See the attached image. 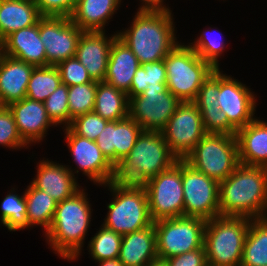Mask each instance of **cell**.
<instances>
[{
    "label": "cell",
    "mask_w": 267,
    "mask_h": 266,
    "mask_svg": "<svg viewBox=\"0 0 267 266\" xmlns=\"http://www.w3.org/2000/svg\"><path fill=\"white\" fill-rule=\"evenodd\" d=\"M37 167V176L31 184L48 193L57 203L72 197L80 190L71 168L48 159L40 161Z\"/></svg>",
    "instance_id": "cell-20"
},
{
    "label": "cell",
    "mask_w": 267,
    "mask_h": 266,
    "mask_svg": "<svg viewBox=\"0 0 267 266\" xmlns=\"http://www.w3.org/2000/svg\"><path fill=\"white\" fill-rule=\"evenodd\" d=\"M167 89L180 101H194L203 82L215 70L189 45L177 44L164 59Z\"/></svg>",
    "instance_id": "cell-5"
},
{
    "label": "cell",
    "mask_w": 267,
    "mask_h": 266,
    "mask_svg": "<svg viewBox=\"0 0 267 266\" xmlns=\"http://www.w3.org/2000/svg\"><path fill=\"white\" fill-rule=\"evenodd\" d=\"M56 67L60 73L62 83L67 86L81 85L94 81L76 56L61 61Z\"/></svg>",
    "instance_id": "cell-41"
},
{
    "label": "cell",
    "mask_w": 267,
    "mask_h": 266,
    "mask_svg": "<svg viewBox=\"0 0 267 266\" xmlns=\"http://www.w3.org/2000/svg\"><path fill=\"white\" fill-rule=\"evenodd\" d=\"M41 16L71 17L77 0H33Z\"/></svg>",
    "instance_id": "cell-44"
},
{
    "label": "cell",
    "mask_w": 267,
    "mask_h": 266,
    "mask_svg": "<svg viewBox=\"0 0 267 266\" xmlns=\"http://www.w3.org/2000/svg\"><path fill=\"white\" fill-rule=\"evenodd\" d=\"M221 111L237 129L252 122L256 107L255 95L241 82L220 71V92L217 97Z\"/></svg>",
    "instance_id": "cell-15"
},
{
    "label": "cell",
    "mask_w": 267,
    "mask_h": 266,
    "mask_svg": "<svg viewBox=\"0 0 267 266\" xmlns=\"http://www.w3.org/2000/svg\"><path fill=\"white\" fill-rule=\"evenodd\" d=\"M19 135L26 144L40 142L47 134V129L55 125L48 117L44 103L27 97L10 104Z\"/></svg>",
    "instance_id": "cell-19"
},
{
    "label": "cell",
    "mask_w": 267,
    "mask_h": 266,
    "mask_svg": "<svg viewBox=\"0 0 267 266\" xmlns=\"http://www.w3.org/2000/svg\"><path fill=\"white\" fill-rule=\"evenodd\" d=\"M48 117L55 126H69L68 86L61 83L57 89L43 102Z\"/></svg>",
    "instance_id": "cell-37"
},
{
    "label": "cell",
    "mask_w": 267,
    "mask_h": 266,
    "mask_svg": "<svg viewBox=\"0 0 267 266\" xmlns=\"http://www.w3.org/2000/svg\"><path fill=\"white\" fill-rule=\"evenodd\" d=\"M24 194L29 227L40 225L44 227L46 233L52 224L57 202L48 193L35 188L32 184L26 188Z\"/></svg>",
    "instance_id": "cell-30"
},
{
    "label": "cell",
    "mask_w": 267,
    "mask_h": 266,
    "mask_svg": "<svg viewBox=\"0 0 267 266\" xmlns=\"http://www.w3.org/2000/svg\"><path fill=\"white\" fill-rule=\"evenodd\" d=\"M206 133L201 113L193 101L181 102L161 130L170 151L178 159H184Z\"/></svg>",
    "instance_id": "cell-11"
},
{
    "label": "cell",
    "mask_w": 267,
    "mask_h": 266,
    "mask_svg": "<svg viewBox=\"0 0 267 266\" xmlns=\"http://www.w3.org/2000/svg\"><path fill=\"white\" fill-rule=\"evenodd\" d=\"M150 178L141 169L132 167L125 158L112 163L107 183L109 188L146 192Z\"/></svg>",
    "instance_id": "cell-31"
},
{
    "label": "cell",
    "mask_w": 267,
    "mask_h": 266,
    "mask_svg": "<svg viewBox=\"0 0 267 266\" xmlns=\"http://www.w3.org/2000/svg\"><path fill=\"white\" fill-rule=\"evenodd\" d=\"M146 193L153 222L184 216L182 159L150 178Z\"/></svg>",
    "instance_id": "cell-8"
},
{
    "label": "cell",
    "mask_w": 267,
    "mask_h": 266,
    "mask_svg": "<svg viewBox=\"0 0 267 266\" xmlns=\"http://www.w3.org/2000/svg\"><path fill=\"white\" fill-rule=\"evenodd\" d=\"M250 218L216 216L207 220L203 246L208 266H240Z\"/></svg>",
    "instance_id": "cell-4"
},
{
    "label": "cell",
    "mask_w": 267,
    "mask_h": 266,
    "mask_svg": "<svg viewBox=\"0 0 267 266\" xmlns=\"http://www.w3.org/2000/svg\"><path fill=\"white\" fill-rule=\"evenodd\" d=\"M120 3L121 0H77L70 19L83 31H105V24Z\"/></svg>",
    "instance_id": "cell-27"
},
{
    "label": "cell",
    "mask_w": 267,
    "mask_h": 266,
    "mask_svg": "<svg viewBox=\"0 0 267 266\" xmlns=\"http://www.w3.org/2000/svg\"><path fill=\"white\" fill-rule=\"evenodd\" d=\"M1 223L10 231L29 227L25 194L19 196L9 192L1 203Z\"/></svg>",
    "instance_id": "cell-35"
},
{
    "label": "cell",
    "mask_w": 267,
    "mask_h": 266,
    "mask_svg": "<svg viewBox=\"0 0 267 266\" xmlns=\"http://www.w3.org/2000/svg\"><path fill=\"white\" fill-rule=\"evenodd\" d=\"M169 266H208L204 246L191 252L165 259Z\"/></svg>",
    "instance_id": "cell-45"
},
{
    "label": "cell",
    "mask_w": 267,
    "mask_h": 266,
    "mask_svg": "<svg viewBox=\"0 0 267 266\" xmlns=\"http://www.w3.org/2000/svg\"><path fill=\"white\" fill-rule=\"evenodd\" d=\"M171 12H137L130 29L117 33L142 65L164 60L178 44Z\"/></svg>",
    "instance_id": "cell-2"
},
{
    "label": "cell",
    "mask_w": 267,
    "mask_h": 266,
    "mask_svg": "<svg viewBox=\"0 0 267 266\" xmlns=\"http://www.w3.org/2000/svg\"><path fill=\"white\" fill-rule=\"evenodd\" d=\"M35 66L16 58L4 56L0 64V98L9 106L26 97L27 86Z\"/></svg>",
    "instance_id": "cell-22"
},
{
    "label": "cell",
    "mask_w": 267,
    "mask_h": 266,
    "mask_svg": "<svg viewBox=\"0 0 267 266\" xmlns=\"http://www.w3.org/2000/svg\"><path fill=\"white\" fill-rule=\"evenodd\" d=\"M203 126L207 133L236 135L237 129L229 122L225 112L220 107L213 110H199Z\"/></svg>",
    "instance_id": "cell-43"
},
{
    "label": "cell",
    "mask_w": 267,
    "mask_h": 266,
    "mask_svg": "<svg viewBox=\"0 0 267 266\" xmlns=\"http://www.w3.org/2000/svg\"><path fill=\"white\" fill-rule=\"evenodd\" d=\"M129 100L127 94L108 83L97 81L93 112L108 121L128 117Z\"/></svg>",
    "instance_id": "cell-28"
},
{
    "label": "cell",
    "mask_w": 267,
    "mask_h": 266,
    "mask_svg": "<svg viewBox=\"0 0 267 266\" xmlns=\"http://www.w3.org/2000/svg\"><path fill=\"white\" fill-rule=\"evenodd\" d=\"M86 196L82 189L57 203L52 224L45 233L53 250L67 260L80 255L91 221V206Z\"/></svg>",
    "instance_id": "cell-3"
},
{
    "label": "cell",
    "mask_w": 267,
    "mask_h": 266,
    "mask_svg": "<svg viewBox=\"0 0 267 266\" xmlns=\"http://www.w3.org/2000/svg\"><path fill=\"white\" fill-rule=\"evenodd\" d=\"M184 216L204 220L219 216V183L182 159Z\"/></svg>",
    "instance_id": "cell-10"
},
{
    "label": "cell",
    "mask_w": 267,
    "mask_h": 266,
    "mask_svg": "<svg viewBox=\"0 0 267 266\" xmlns=\"http://www.w3.org/2000/svg\"><path fill=\"white\" fill-rule=\"evenodd\" d=\"M184 160L220 183L240 164L237 137L206 133Z\"/></svg>",
    "instance_id": "cell-6"
},
{
    "label": "cell",
    "mask_w": 267,
    "mask_h": 266,
    "mask_svg": "<svg viewBox=\"0 0 267 266\" xmlns=\"http://www.w3.org/2000/svg\"><path fill=\"white\" fill-rule=\"evenodd\" d=\"M140 65L131 49L117 37L109 52L104 82L127 94L130 91L134 74Z\"/></svg>",
    "instance_id": "cell-25"
},
{
    "label": "cell",
    "mask_w": 267,
    "mask_h": 266,
    "mask_svg": "<svg viewBox=\"0 0 267 266\" xmlns=\"http://www.w3.org/2000/svg\"><path fill=\"white\" fill-rule=\"evenodd\" d=\"M166 66L164 60L143 63L136 70L130 91L127 93L128 100L141 95L145 90H168Z\"/></svg>",
    "instance_id": "cell-32"
},
{
    "label": "cell",
    "mask_w": 267,
    "mask_h": 266,
    "mask_svg": "<svg viewBox=\"0 0 267 266\" xmlns=\"http://www.w3.org/2000/svg\"><path fill=\"white\" fill-rule=\"evenodd\" d=\"M236 137L240 164L267 167V122L255 118Z\"/></svg>",
    "instance_id": "cell-23"
},
{
    "label": "cell",
    "mask_w": 267,
    "mask_h": 266,
    "mask_svg": "<svg viewBox=\"0 0 267 266\" xmlns=\"http://www.w3.org/2000/svg\"><path fill=\"white\" fill-rule=\"evenodd\" d=\"M267 167L239 164L219 183V215L267 217Z\"/></svg>",
    "instance_id": "cell-1"
},
{
    "label": "cell",
    "mask_w": 267,
    "mask_h": 266,
    "mask_svg": "<svg viewBox=\"0 0 267 266\" xmlns=\"http://www.w3.org/2000/svg\"><path fill=\"white\" fill-rule=\"evenodd\" d=\"M109 121L95 112L75 117L68 126L76 135L95 141Z\"/></svg>",
    "instance_id": "cell-39"
},
{
    "label": "cell",
    "mask_w": 267,
    "mask_h": 266,
    "mask_svg": "<svg viewBox=\"0 0 267 266\" xmlns=\"http://www.w3.org/2000/svg\"><path fill=\"white\" fill-rule=\"evenodd\" d=\"M61 83L56 66L35 67L27 86L26 97L43 103Z\"/></svg>",
    "instance_id": "cell-33"
},
{
    "label": "cell",
    "mask_w": 267,
    "mask_h": 266,
    "mask_svg": "<svg viewBox=\"0 0 267 266\" xmlns=\"http://www.w3.org/2000/svg\"><path fill=\"white\" fill-rule=\"evenodd\" d=\"M98 233L89 241V252L94 260H113L117 259L120 254L122 235L101 225Z\"/></svg>",
    "instance_id": "cell-34"
},
{
    "label": "cell",
    "mask_w": 267,
    "mask_h": 266,
    "mask_svg": "<svg viewBox=\"0 0 267 266\" xmlns=\"http://www.w3.org/2000/svg\"><path fill=\"white\" fill-rule=\"evenodd\" d=\"M220 92V70H214L203 82L196 99L193 101L199 110H213L219 107L217 97Z\"/></svg>",
    "instance_id": "cell-40"
},
{
    "label": "cell",
    "mask_w": 267,
    "mask_h": 266,
    "mask_svg": "<svg viewBox=\"0 0 267 266\" xmlns=\"http://www.w3.org/2000/svg\"><path fill=\"white\" fill-rule=\"evenodd\" d=\"M143 6H140L139 12H170L166 6H163V0H141Z\"/></svg>",
    "instance_id": "cell-46"
},
{
    "label": "cell",
    "mask_w": 267,
    "mask_h": 266,
    "mask_svg": "<svg viewBox=\"0 0 267 266\" xmlns=\"http://www.w3.org/2000/svg\"><path fill=\"white\" fill-rule=\"evenodd\" d=\"M146 266H169V265H168L166 260L157 258V259L151 261Z\"/></svg>",
    "instance_id": "cell-48"
},
{
    "label": "cell",
    "mask_w": 267,
    "mask_h": 266,
    "mask_svg": "<svg viewBox=\"0 0 267 266\" xmlns=\"http://www.w3.org/2000/svg\"><path fill=\"white\" fill-rule=\"evenodd\" d=\"M5 56L4 41L0 40V64Z\"/></svg>",
    "instance_id": "cell-49"
},
{
    "label": "cell",
    "mask_w": 267,
    "mask_h": 266,
    "mask_svg": "<svg viewBox=\"0 0 267 266\" xmlns=\"http://www.w3.org/2000/svg\"><path fill=\"white\" fill-rule=\"evenodd\" d=\"M81 30L69 17L42 16L39 36L45 46L46 66L75 57Z\"/></svg>",
    "instance_id": "cell-13"
},
{
    "label": "cell",
    "mask_w": 267,
    "mask_h": 266,
    "mask_svg": "<svg viewBox=\"0 0 267 266\" xmlns=\"http://www.w3.org/2000/svg\"><path fill=\"white\" fill-rule=\"evenodd\" d=\"M125 159L149 178L169 169L178 160L161 131H142Z\"/></svg>",
    "instance_id": "cell-14"
},
{
    "label": "cell",
    "mask_w": 267,
    "mask_h": 266,
    "mask_svg": "<svg viewBox=\"0 0 267 266\" xmlns=\"http://www.w3.org/2000/svg\"><path fill=\"white\" fill-rule=\"evenodd\" d=\"M97 81L68 86L69 125L80 115L93 112Z\"/></svg>",
    "instance_id": "cell-36"
},
{
    "label": "cell",
    "mask_w": 267,
    "mask_h": 266,
    "mask_svg": "<svg viewBox=\"0 0 267 266\" xmlns=\"http://www.w3.org/2000/svg\"><path fill=\"white\" fill-rule=\"evenodd\" d=\"M99 266H123L122 263L117 259L113 260H103V261H98Z\"/></svg>",
    "instance_id": "cell-47"
},
{
    "label": "cell",
    "mask_w": 267,
    "mask_h": 266,
    "mask_svg": "<svg viewBox=\"0 0 267 266\" xmlns=\"http://www.w3.org/2000/svg\"><path fill=\"white\" fill-rule=\"evenodd\" d=\"M169 90H145L129 99L128 116L143 131H161L181 103Z\"/></svg>",
    "instance_id": "cell-12"
},
{
    "label": "cell",
    "mask_w": 267,
    "mask_h": 266,
    "mask_svg": "<svg viewBox=\"0 0 267 266\" xmlns=\"http://www.w3.org/2000/svg\"><path fill=\"white\" fill-rule=\"evenodd\" d=\"M2 107H4V105H3L2 100H1V98H0V109H1Z\"/></svg>",
    "instance_id": "cell-50"
},
{
    "label": "cell",
    "mask_w": 267,
    "mask_h": 266,
    "mask_svg": "<svg viewBox=\"0 0 267 266\" xmlns=\"http://www.w3.org/2000/svg\"><path fill=\"white\" fill-rule=\"evenodd\" d=\"M157 258L154 224L122 236L118 260L123 266H146Z\"/></svg>",
    "instance_id": "cell-24"
},
{
    "label": "cell",
    "mask_w": 267,
    "mask_h": 266,
    "mask_svg": "<svg viewBox=\"0 0 267 266\" xmlns=\"http://www.w3.org/2000/svg\"><path fill=\"white\" fill-rule=\"evenodd\" d=\"M267 265V217L250 219L240 266Z\"/></svg>",
    "instance_id": "cell-29"
},
{
    "label": "cell",
    "mask_w": 267,
    "mask_h": 266,
    "mask_svg": "<svg viewBox=\"0 0 267 266\" xmlns=\"http://www.w3.org/2000/svg\"><path fill=\"white\" fill-rule=\"evenodd\" d=\"M66 140L77 167L94 183L106 184L112 164L104 156L95 141L76 135L65 127Z\"/></svg>",
    "instance_id": "cell-16"
},
{
    "label": "cell",
    "mask_w": 267,
    "mask_h": 266,
    "mask_svg": "<svg viewBox=\"0 0 267 266\" xmlns=\"http://www.w3.org/2000/svg\"><path fill=\"white\" fill-rule=\"evenodd\" d=\"M41 17L33 0H0V40L35 25Z\"/></svg>",
    "instance_id": "cell-26"
},
{
    "label": "cell",
    "mask_w": 267,
    "mask_h": 266,
    "mask_svg": "<svg viewBox=\"0 0 267 266\" xmlns=\"http://www.w3.org/2000/svg\"><path fill=\"white\" fill-rule=\"evenodd\" d=\"M0 145L12 149L27 146L19 135L14 116L8 106L0 109Z\"/></svg>",
    "instance_id": "cell-42"
},
{
    "label": "cell",
    "mask_w": 267,
    "mask_h": 266,
    "mask_svg": "<svg viewBox=\"0 0 267 266\" xmlns=\"http://www.w3.org/2000/svg\"><path fill=\"white\" fill-rule=\"evenodd\" d=\"M142 131V127L128 116L122 120L109 121L95 142L112 164L129 154Z\"/></svg>",
    "instance_id": "cell-18"
},
{
    "label": "cell",
    "mask_w": 267,
    "mask_h": 266,
    "mask_svg": "<svg viewBox=\"0 0 267 266\" xmlns=\"http://www.w3.org/2000/svg\"><path fill=\"white\" fill-rule=\"evenodd\" d=\"M114 195L102 225L120 235L142 230L153 224L147 193L109 188Z\"/></svg>",
    "instance_id": "cell-9"
},
{
    "label": "cell",
    "mask_w": 267,
    "mask_h": 266,
    "mask_svg": "<svg viewBox=\"0 0 267 266\" xmlns=\"http://www.w3.org/2000/svg\"><path fill=\"white\" fill-rule=\"evenodd\" d=\"M159 259L191 252L203 247L206 220L176 217L153 222Z\"/></svg>",
    "instance_id": "cell-7"
},
{
    "label": "cell",
    "mask_w": 267,
    "mask_h": 266,
    "mask_svg": "<svg viewBox=\"0 0 267 266\" xmlns=\"http://www.w3.org/2000/svg\"><path fill=\"white\" fill-rule=\"evenodd\" d=\"M214 34V33H213ZM218 35V34H217ZM212 35L210 32H202L197 41L189 46L215 70L219 69L218 58L224 50V42ZM221 37V36H220ZM220 40V41H219Z\"/></svg>",
    "instance_id": "cell-38"
},
{
    "label": "cell",
    "mask_w": 267,
    "mask_h": 266,
    "mask_svg": "<svg viewBox=\"0 0 267 266\" xmlns=\"http://www.w3.org/2000/svg\"><path fill=\"white\" fill-rule=\"evenodd\" d=\"M118 37L105 36V31H83L77 44L76 58L84 65L90 77L104 81L107 74L109 52L113 41Z\"/></svg>",
    "instance_id": "cell-17"
},
{
    "label": "cell",
    "mask_w": 267,
    "mask_h": 266,
    "mask_svg": "<svg viewBox=\"0 0 267 266\" xmlns=\"http://www.w3.org/2000/svg\"><path fill=\"white\" fill-rule=\"evenodd\" d=\"M3 41L5 55L35 67L46 66L45 46L39 36V20L33 26L11 33Z\"/></svg>",
    "instance_id": "cell-21"
}]
</instances>
